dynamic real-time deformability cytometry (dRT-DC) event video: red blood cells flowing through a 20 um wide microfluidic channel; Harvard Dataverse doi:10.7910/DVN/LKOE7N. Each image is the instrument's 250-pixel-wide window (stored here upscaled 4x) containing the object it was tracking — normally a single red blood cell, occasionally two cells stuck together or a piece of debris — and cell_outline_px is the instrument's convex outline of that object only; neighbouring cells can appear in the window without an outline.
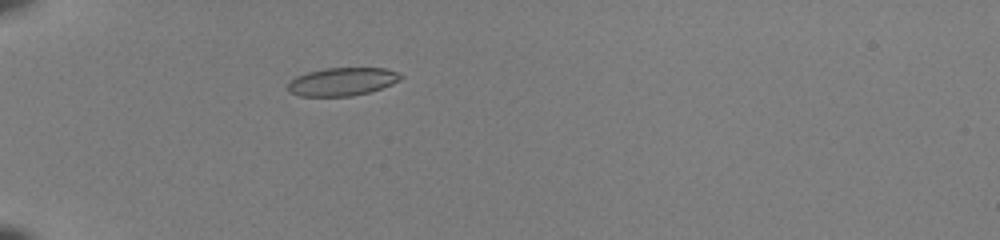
{"species": "common noctule bat (a hibernating species)", "species_latin": "Nyctalus noctula", "temperature_condition": "room temperature", "stored_images_in_passage": 38, "camera_frame_rate_fps": 3000, "um_per_image_px": 0.085, "animal": {"sex": "female", "body_mass_g": 22.0, "forearm_length_mm": 56.7}, "frame": {"image": 1, "passage_image": 3, "time_ms": 0.667, "image_size_px": [1000, 240], "cell_outline_px": [[404, 76], [400, 80], [392, 84], [368, 92], [352, 96], [300, 96], [288, 92], [288, 84], [296, 76], [308, 72], [324, 68], [384, 68], [396, 72]], "centroid_in_image_um": [29.07, 6.94], "position_along_channel_um": 55.9, "area_um2": 18.38}}
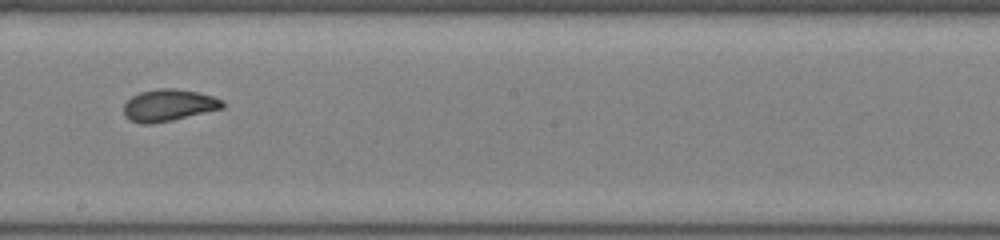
{"frame": {"image": 2, "passage_image": 18, "time_ms": 5.667, "image_size_px": [1000, 240], "cell_outline_px": [[224, 108], [172, 120], [152, 124], [144, 124], [132, 120], [124, 116], [124, 104], [132, 96], [140, 92], [160, 88], [176, 88], [196, 92], [212, 96], [224, 100]], "centroid_in_image_um": [14.35, 8.94], "position_along_channel_um": 233.9, "area_um2": 18.26}}
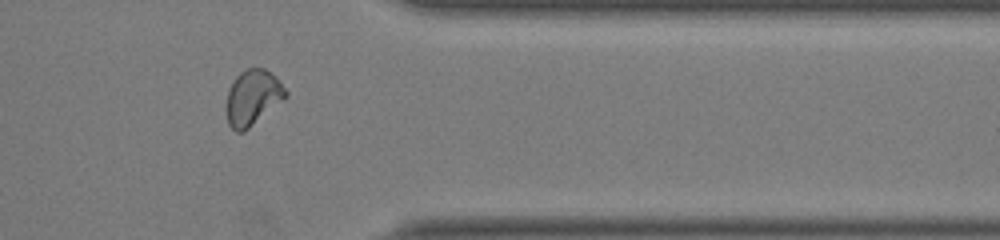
{"frame": {"image": 3, "passage_image": 30, "time_ms": 9.667, "image_size_px": [1000, 240], "cell_outline_px": [[288, 92], [284, 96], [244, 132], [236, 132], [228, 124], [224, 108], [228, 88], [232, 80], [240, 72], [248, 68], [264, 68], [276, 76]], "centroid_in_image_um": [21.39, 8.27], "position_along_channel_um": 390.0, "area_um2": 18.96}, "authors_computed_cell_mechanics": {"area_um2": 18.5827, "velocity_mm_per_s": 4.0078, "shape_relaxation_time_tau1_ms": null, "shape_relaxation_time_tau2_ms": 0.8911, "deformation_change_tau1": null, "deformation_change_tau2": 0.0602}}